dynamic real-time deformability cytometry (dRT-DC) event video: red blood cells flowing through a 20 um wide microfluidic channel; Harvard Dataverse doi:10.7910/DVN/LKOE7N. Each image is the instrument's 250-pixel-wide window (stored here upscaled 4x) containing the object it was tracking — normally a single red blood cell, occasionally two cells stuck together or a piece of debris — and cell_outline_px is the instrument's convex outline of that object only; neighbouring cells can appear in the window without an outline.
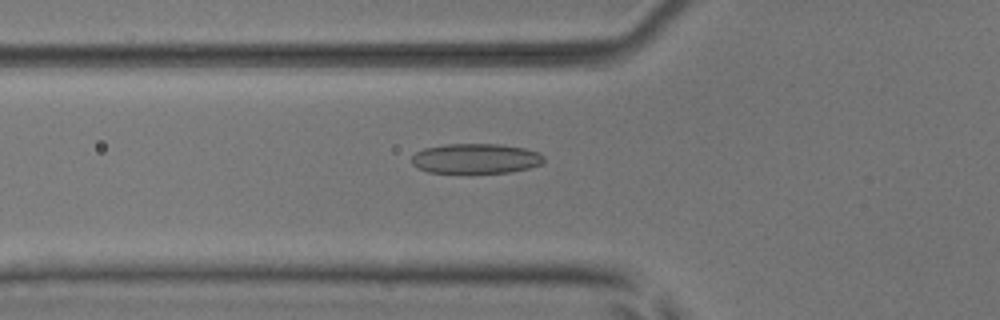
{"species": "common noctule bat (a hibernating species)", "species_latin": "Nyctalus noctula", "temperature_condition": "room temperature", "stored_images_in_passage": 53, "camera_frame_rate_fps": 3000, "um_per_image_px": 0.085, "animal": {"sex": "male", "body_mass_g": 17.9, "forearm_length_mm": 54.2}, "frame": {"image": 1, "passage_image": 19, "time_ms": 6.0, "image_size_px": [1000, 320], "cell_outline_px": [[544, 160], [540, 164], [528, 168], [512, 172], [428, 172], [416, 168], [412, 164], [412, 156], [416, 152], [424, 148], [444, 144], [500, 144], [524, 148], [540, 152], [544, 156]], "centroid_in_image_um": [40.43, 13.46], "position_along_channel_um": 85.4, "area_um2": 23.06}}
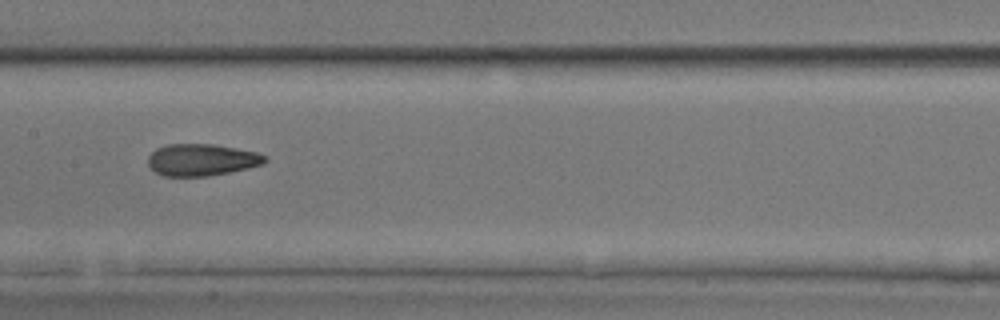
{"frame": {"image": 2, "passage_image": 27, "time_ms": 8.667, "image_size_px": [1000, 320], "cell_outline_px": [[268, 160], [264, 164], [248, 168], [208, 176], [164, 176], [156, 172], [148, 164], [148, 156], [156, 148], [168, 144], [212, 144], [236, 148], [256, 152], [268, 156]], "centroid_in_image_um": [17.16, 13.58], "position_along_channel_um": 190.2, "area_um2": 21.73}}
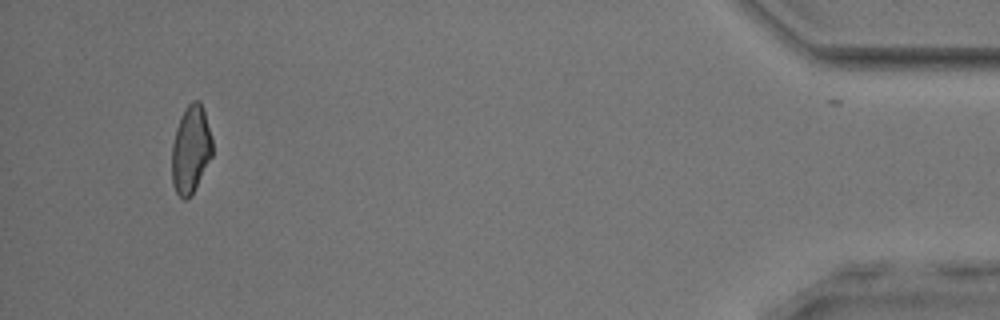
{"frame": {"image": 3, "passage_image": 50, "time_ms": 16.333, "image_size_px": [1000, 320], "cell_outline_px": [[212, 156], [192, 196], [188, 200], [184, 200], [176, 192], [172, 184], [172, 144], [176, 128], [180, 116], [188, 104], [192, 100], [200, 100], [204, 108], [212, 140]], "centroid_in_image_um": [16.21, 12.71], "position_along_channel_um": 419.0, "area_um2": 20.98}, "authors_computed_cell_mechanics": {"area_um2": 22.0218, "velocity_mm_per_s": 3.9225, "shape_relaxation_time_tau1_ms": null, "shape_relaxation_time_tau2_ms": 1.6162, "deformation_change_tau1": null, "deformation_change_tau2": 0.084}}